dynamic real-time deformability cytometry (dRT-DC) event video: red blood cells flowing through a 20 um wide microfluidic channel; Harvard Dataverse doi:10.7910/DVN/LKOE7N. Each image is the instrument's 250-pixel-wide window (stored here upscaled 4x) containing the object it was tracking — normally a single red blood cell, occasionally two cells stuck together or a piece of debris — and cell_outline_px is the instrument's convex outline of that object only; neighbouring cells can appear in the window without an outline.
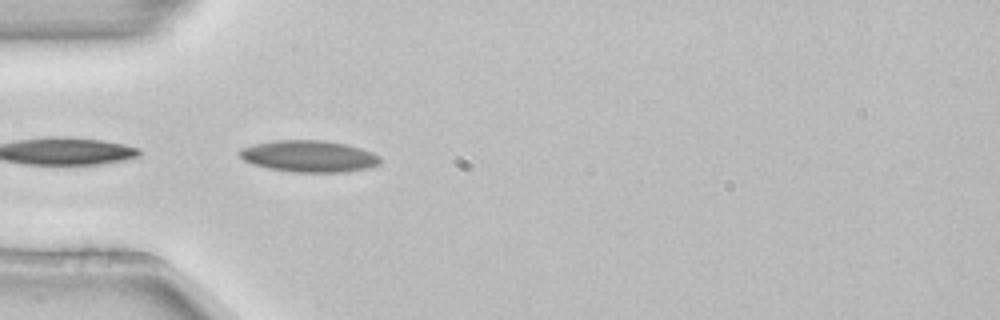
{"species": "common noctule bat (a hibernating species)", "species_latin": "Nyctalus noctula", "temperature_condition": "room temperature", "stored_images_in_passage": 2, "camera_frame_rate_fps": 3000, "um_per_image_px": 0.085, "animal": {"sex": "female", "body_mass_g": 22.7, "forearm_length_mm": 54.2}, "frame": {"image": 1, "passage_image": 2, "time_ms": 0.333, "image_size_px": [1000, 320], "cell_outline_px": [[380, 164], [368, 168], [344, 172], [292, 172], [268, 168], [252, 164], [244, 160], [236, 152], [240, 148], [252, 144], [272, 140], [324, 140], [344, 144], [360, 148], [372, 152], [380, 156]], "centroid_in_image_um": [26.22, 13.28], "position_along_channel_um": 58.8, "area_um2": 26.13}}